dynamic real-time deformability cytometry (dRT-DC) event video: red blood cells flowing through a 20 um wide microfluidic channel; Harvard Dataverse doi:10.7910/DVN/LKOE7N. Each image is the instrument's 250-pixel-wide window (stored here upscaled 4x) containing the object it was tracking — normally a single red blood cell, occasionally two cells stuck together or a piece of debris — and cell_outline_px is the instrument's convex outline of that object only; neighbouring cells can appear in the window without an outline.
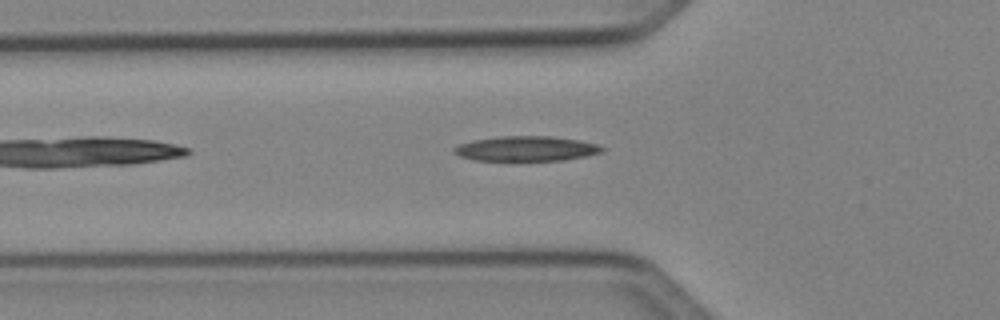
{"species": "Egyptian fruit bat (a non-hibernating species)", "species_latin": "Rousettus aegyptiacus", "temperature_condition": "cold", "stored_images_in_passage": 33, "camera_frame_rate_fps": 3000, "um_per_image_px": 0.085, "animal": {"sex": "female"}, "frame": {"image": 1, "passage_image": 5, "time_ms": 1.333, "image_size_px": [1000, 320], "cell_outline_px": [[604, 152], [564, 160], [472, 160], [460, 156], [452, 152], [452, 148], [456, 144], [472, 140], [496, 136], [552, 136], [580, 140], [600, 144], [604, 148]], "centroid_in_image_um": [44.7, 12.62], "position_along_channel_um": 81.1, "area_um2": 21.79}}
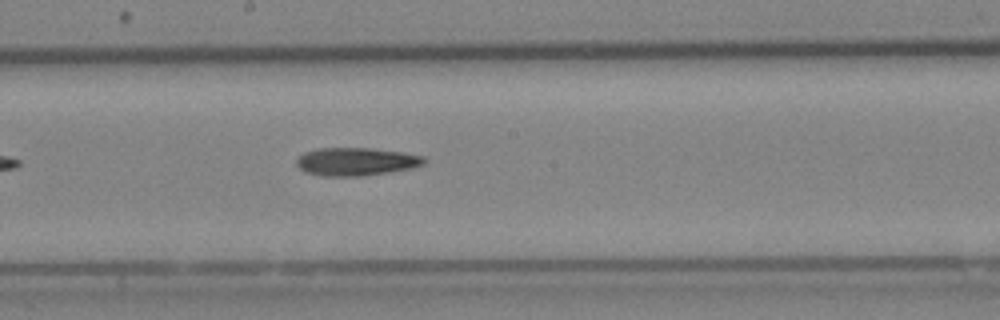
{"frame": {"image": 2, "passage_image": 15, "time_ms": 4.667, "image_size_px": [1000, 320], "cell_outline_px": [[428, 160], [424, 164], [412, 168], [388, 172], [360, 176], [324, 176], [304, 172], [296, 164], [296, 160], [304, 152], [316, 148], [372, 148], [404, 152], [424, 156]], "centroid_in_image_um": [30.29, 13.73], "position_along_channel_um": 217.9, "area_um2": 20.98}}
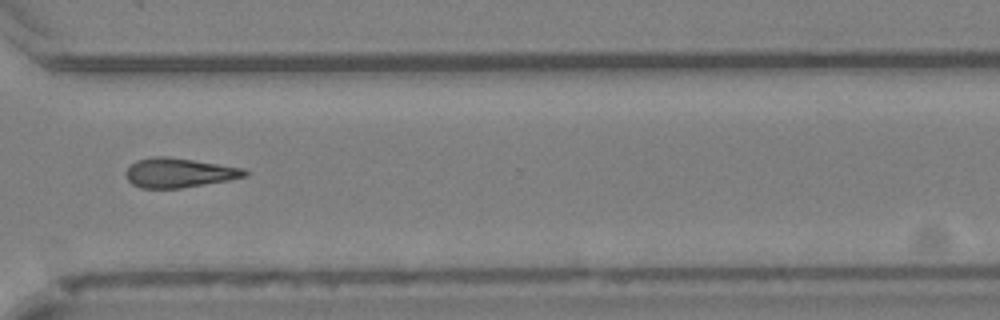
{"frame": {"image": 3, "passage_image": 25, "time_ms": 8.0, "image_size_px": [1000, 320], "cell_outline_px": [[248, 176], [228, 180], [180, 188], [140, 188], [132, 184], [128, 180], [124, 172], [136, 160], [152, 156], [168, 156], [244, 168], [248, 172]], "centroid_in_image_um": [15.2, 14.68], "position_along_channel_um": 355.4, "area_um2": 20.4}}